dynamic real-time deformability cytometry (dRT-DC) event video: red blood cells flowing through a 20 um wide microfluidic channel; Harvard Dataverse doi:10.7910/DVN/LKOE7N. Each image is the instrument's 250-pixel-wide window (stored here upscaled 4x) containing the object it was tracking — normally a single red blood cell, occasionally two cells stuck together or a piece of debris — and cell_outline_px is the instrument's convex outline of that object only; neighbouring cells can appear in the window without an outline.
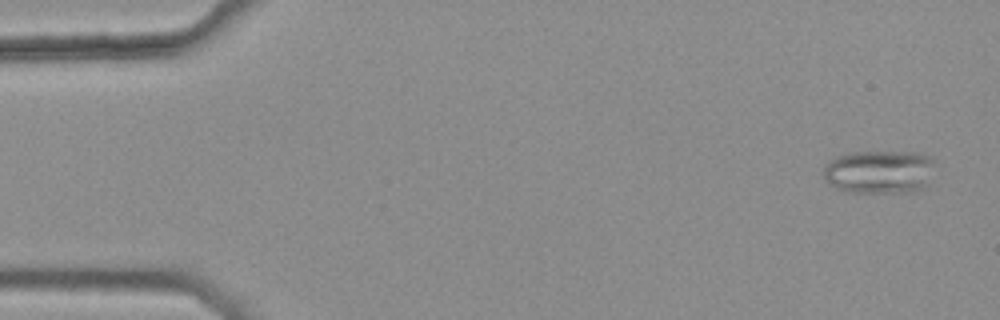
{"species": "common noctule bat (a hibernating species)", "species_latin": "Nyctalus noctula", "temperature_condition": "warm", "stored_images_in_passage": 4, "camera_frame_rate_fps": 3000, "um_per_image_px": 0.085, "animal": {"sex": "female", "body_mass_g": 25.1}, "frame": {"image": 1, "passage_image": 1, "time_ms": 0.0, "image_size_px": [1000, 320], "cell_outline_px": [[932, 164], [928, 188], [916, 192], [844, 192], [828, 184], [824, 176], [824, 164], [836, 156], [852, 152], [924, 152], [932, 156]], "centroid_in_image_um": [74.76, 14.61], "position_along_channel_um": 10.2, "area_um2": 28.73}}